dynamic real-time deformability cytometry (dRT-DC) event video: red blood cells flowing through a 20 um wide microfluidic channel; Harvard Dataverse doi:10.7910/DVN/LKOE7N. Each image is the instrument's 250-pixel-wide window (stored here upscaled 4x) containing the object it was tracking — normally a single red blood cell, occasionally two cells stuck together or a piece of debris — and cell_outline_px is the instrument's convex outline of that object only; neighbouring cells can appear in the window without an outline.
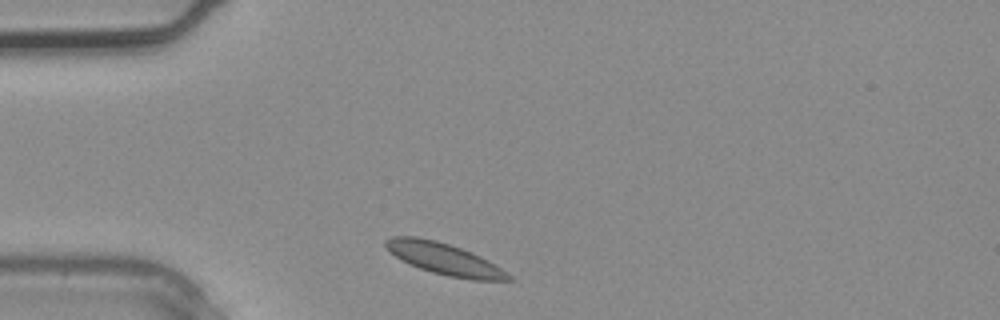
{"species": "common noctule bat (a hibernating species)", "species_latin": "Nyctalus noctula", "temperature_condition": "warm", "stored_images_in_passage": 1, "camera_frame_rate_fps": 3000, "um_per_image_px": 0.085, "animal": {"sex": "male", "body_mass_g": 20.4}, "frame": {"image": 1, "passage_image": 1, "time_ms": 0.0, "image_size_px": [1000, 320], "cell_outline_px": [[512, 280], [472, 280], [448, 276], [432, 272], [420, 268], [396, 256], [384, 244], [384, 240], [392, 236], [416, 236], [436, 240], [472, 252], [488, 260], [508, 272], [512, 276]], "centroid_in_image_um": [37.81, 22.0], "position_along_channel_um": 47.2, "area_um2": 22.31}}